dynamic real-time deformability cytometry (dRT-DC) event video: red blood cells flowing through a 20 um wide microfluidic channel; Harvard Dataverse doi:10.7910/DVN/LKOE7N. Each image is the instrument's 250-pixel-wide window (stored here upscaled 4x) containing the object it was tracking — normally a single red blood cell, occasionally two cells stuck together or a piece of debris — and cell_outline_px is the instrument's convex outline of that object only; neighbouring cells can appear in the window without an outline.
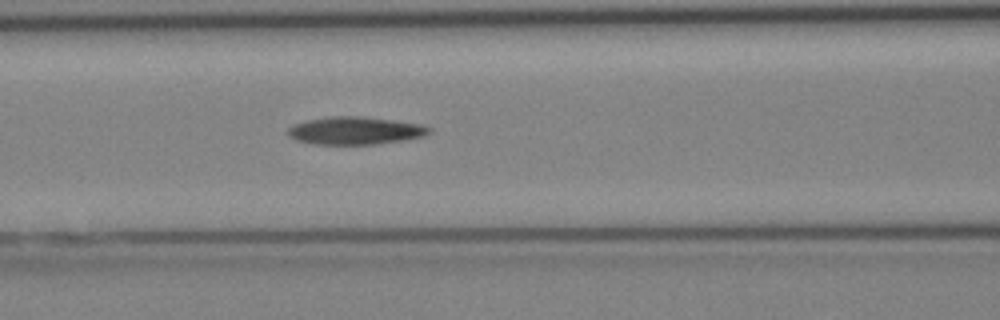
{"species": "Egyptian fruit bat (a non-hibernating species)", "species_latin": "Rousettus aegyptiacus", "temperature_condition": "cold", "stored_images_in_passage": 6, "camera_frame_rate_fps": 3000, "um_per_image_px": 0.085, "animal": {"sex": "female"}, "frame": {"image": 1, "passage_image": 6, "time_ms": 6.0, "image_size_px": [1000, 320], "cell_outline_px": [[432, 132], [424, 136], [404, 140], [376, 144], [316, 144], [296, 140], [288, 136], [288, 128], [292, 124], [304, 120], [328, 116], [360, 116], [424, 124], [432, 128]], "centroid_in_image_um": [30.2, 11.09], "position_along_channel_um": 136.4, "area_um2": 23.06}}